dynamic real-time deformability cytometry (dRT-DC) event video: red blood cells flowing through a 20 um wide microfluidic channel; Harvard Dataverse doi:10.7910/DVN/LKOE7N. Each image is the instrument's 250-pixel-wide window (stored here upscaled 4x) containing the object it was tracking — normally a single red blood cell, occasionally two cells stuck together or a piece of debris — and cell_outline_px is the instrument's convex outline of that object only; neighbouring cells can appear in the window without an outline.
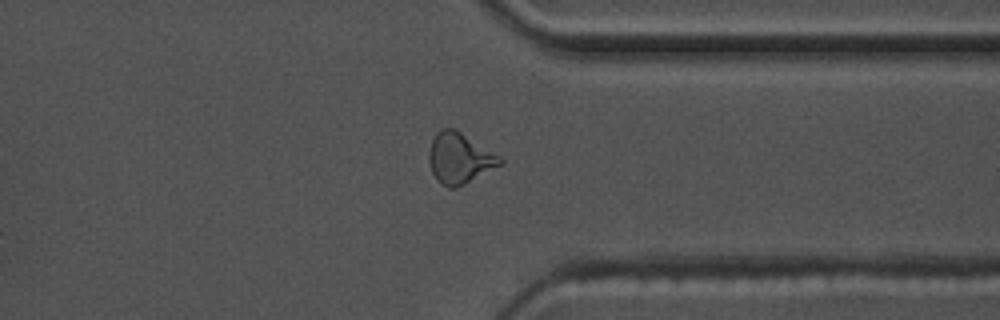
{"species": "common noctule bat (a hibernating species)", "species_latin": "Nyctalus noctula", "temperature_condition": "warm", "stored_images_in_passage": 48, "camera_frame_rate_fps": 3000, "um_per_image_px": 0.085, "animal": {"sex": "male", "body_mass_g": 17.5, "forearm_length_mm": 52.3}, "frame": {"image": 1, "passage_image": 41, "time_ms": 13.333, "image_size_px": [1000, 320], "cell_outline_px": [[504, 164], [456, 188], [448, 188], [432, 172], [428, 160], [428, 152], [432, 140], [436, 132], [440, 128], [456, 128], [500, 156], [504, 160]], "centroid_in_image_um": [39.08, 13.42], "position_along_channel_um": 372.3, "area_um2": 21.1}, "authors_computed_cell_mechanics": {"area_um2": 18.9873, "velocity_mm_per_s": 3.6446, "shape_relaxation_time_tau1_ms": null, "shape_relaxation_time_tau2_ms": 1.4122, "deformation_change_tau1": null, "deformation_change_tau2": 0.0814}}